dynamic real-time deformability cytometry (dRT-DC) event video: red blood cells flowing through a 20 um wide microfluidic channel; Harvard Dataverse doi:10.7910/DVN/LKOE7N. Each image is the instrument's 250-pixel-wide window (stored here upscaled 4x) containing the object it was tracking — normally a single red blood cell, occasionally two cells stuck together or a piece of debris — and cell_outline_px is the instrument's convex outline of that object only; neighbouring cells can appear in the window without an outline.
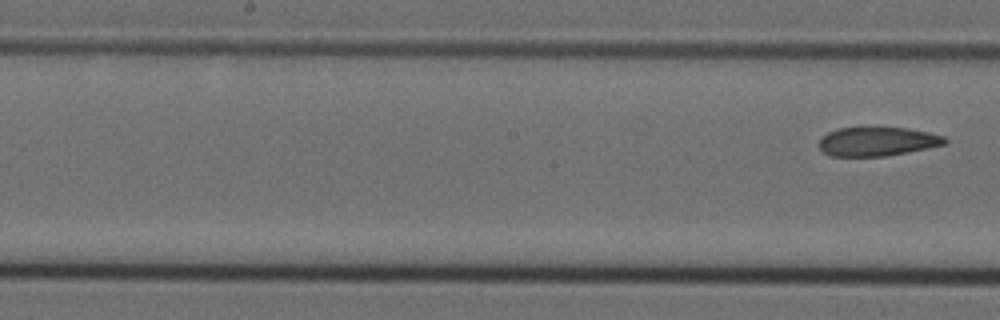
{"species": "Egyptian fruit bat (a non-hibernating species)", "species_latin": "Rousettus aegyptiacus", "temperature_condition": "cold", "stored_images_in_passage": 5, "segment_of_instrument_passage": [2, 2], "camera_frame_rate_fps": 3000, "um_per_image_px": 0.085, "animal": {"sex": "female"}, "frame": {"image": 1, "passage_image": 5, "time_ms": 1.333, "image_size_px": [1000, 320], "cell_outline_px": [[948, 140], [944, 144], [928, 148], [884, 156], [828, 156], [816, 144], [820, 136], [836, 128], [908, 128], [928, 132], [944, 136]], "centroid_in_image_um": [74.51, 12.03], "position_along_channel_um": 173.7, "area_um2": 21.27}}